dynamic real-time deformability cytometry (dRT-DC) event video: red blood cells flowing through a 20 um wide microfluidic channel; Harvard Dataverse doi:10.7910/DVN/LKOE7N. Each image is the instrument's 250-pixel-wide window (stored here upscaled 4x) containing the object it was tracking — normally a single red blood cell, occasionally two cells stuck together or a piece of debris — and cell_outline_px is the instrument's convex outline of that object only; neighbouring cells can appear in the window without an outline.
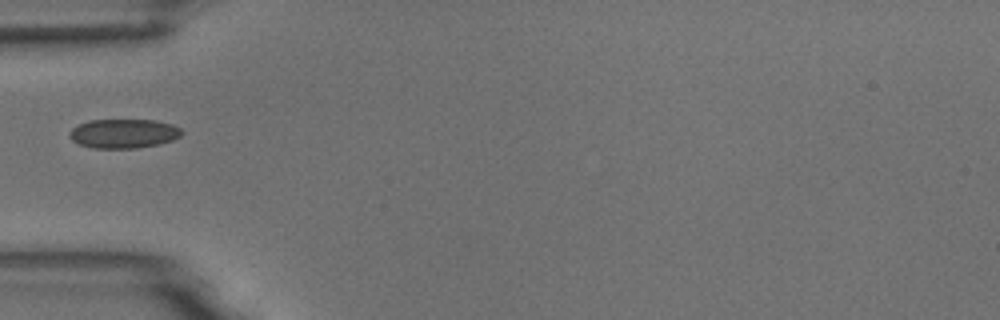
{"species": "common noctule bat (a hibernating species)", "species_latin": "Nyctalus noctula", "temperature_condition": "room temperature", "stored_images_in_passage": 2, "camera_frame_rate_fps": 3000, "um_per_image_px": 0.085, "animal": {"sex": "male", "body_mass_g": 18.8}, "frame": {"image": 1, "passage_image": 1, "time_ms": 0.0, "image_size_px": [1000, 320], "cell_outline_px": [[184, 132], [180, 136], [172, 140], [160, 144], [136, 148], [92, 148], [80, 144], [72, 140], [68, 136], [68, 132], [72, 128], [88, 120], [156, 120], [172, 124], [180, 128]], "centroid_in_image_um": [10.51, 11.35], "position_along_channel_um": 74.5, "area_um2": 19.19}}